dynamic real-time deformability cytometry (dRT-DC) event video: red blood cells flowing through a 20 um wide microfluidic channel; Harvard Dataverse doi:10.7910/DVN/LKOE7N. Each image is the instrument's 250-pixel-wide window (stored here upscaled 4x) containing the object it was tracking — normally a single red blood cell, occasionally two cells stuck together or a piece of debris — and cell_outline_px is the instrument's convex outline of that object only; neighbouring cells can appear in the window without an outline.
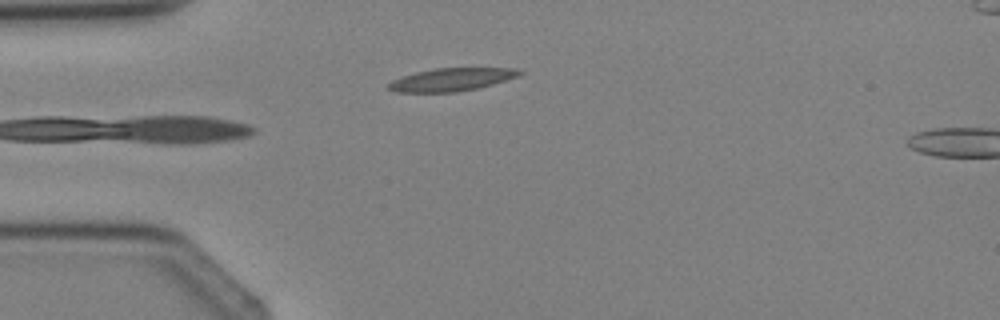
{"species": "Egyptian fruit bat (a non-hibernating species)", "species_latin": "Rousettus aegyptiacus", "temperature_condition": "cold", "stored_images_in_passage": 3, "camera_frame_rate_fps": 3000, "um_per_image_px": 0.085, "animal": {"sex": "female"}, "frame": {"image": 1, "passage_image": 2, "time_ms": 1.333, "image_size_px": [1000, 320], "cell_outline_px": [[524, 72], [516, 76], [492, 84], [476, 88], [456, 92], [396, 92], [388, 88], [388, 84], [392, 80], [416, 72], [432, 68], [516, 68]], "centroid_in_image_um": [38.35, 6.75], "position_along_channel_um": 46.7, "area_um2": 17.22}}